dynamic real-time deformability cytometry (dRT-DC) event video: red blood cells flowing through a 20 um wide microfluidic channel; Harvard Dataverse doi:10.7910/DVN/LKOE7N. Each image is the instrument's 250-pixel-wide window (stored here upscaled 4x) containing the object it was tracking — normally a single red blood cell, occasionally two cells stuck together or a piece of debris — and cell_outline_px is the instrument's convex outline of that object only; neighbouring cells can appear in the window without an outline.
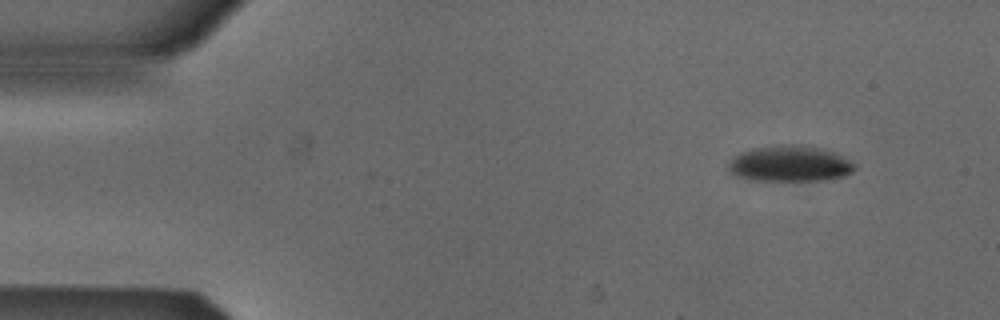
{"species": "Egyptian fruit bat (a non-hibernating species)", "species_latin": "Rousettus aegyptiacus", "temperature_condition": "cold", "stored_images_in_passage": 48, "camera_frame_rate_fps": 3000, "um_per_image_px": 0.085, "animal": {"sex": "male"}, "frame": {"image": 1, "passage_image": 1, "time_ms": 0.0, "image_size_px": [1000, 320], "cell_outline_px": [[856, 168], [852, 172], [844, 176], [824, 180], [748, 180], [736, 176], [728, 168], [728, 160], [740, 152], [756, 148], [792, 144], [820, 148], [832, 152], [856, 164]], "centroid_in_image_um": [67.11, 13.93], "position_along_channel_um": 17.9, "area_um2": 26.13}}
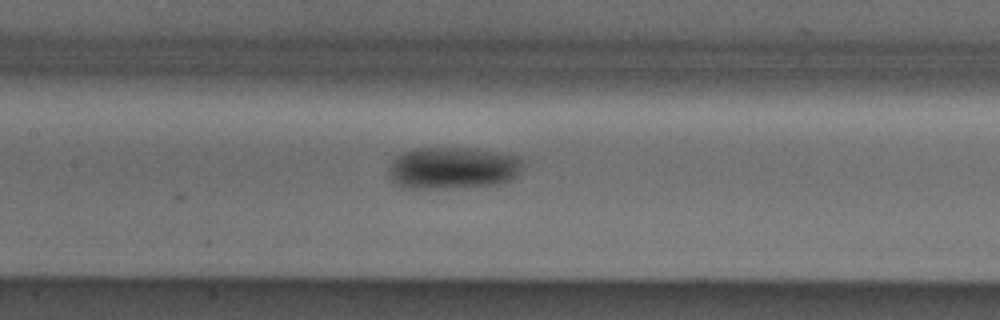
{"frame": {"image": 2, "passage_image": 20, "time_ms": 6.333, "image_size_px": [1000, 320], "cell_outline_px": [[520, 172], [512, 180], [496, 184], [440, 188], [408, 188], [392, 180], [388, 172], [392, 160], [396, 156], [404, 152], [416, 148], [476, 148], [520, 156]], "centroid_in_image_um": [38.49, 14.26], "position_along_channel_um": 168.9, "area_um2": 32.54}}
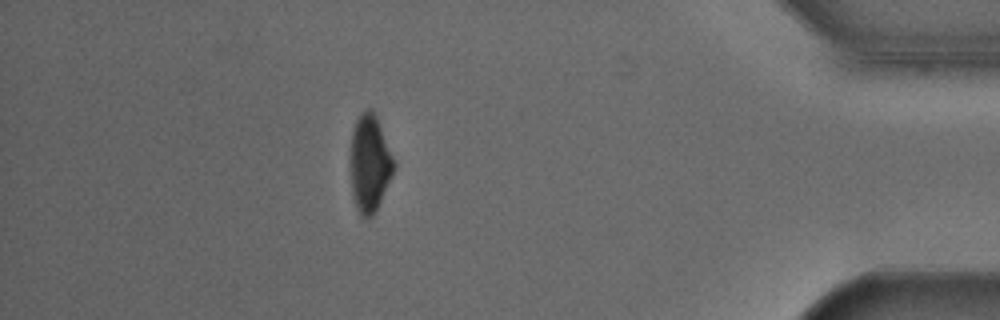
{"frame": {"image": 3, "passage_image": 42, "time_ms": 13.667, "image_size_px": [1000, 320], "cell_outline_px": [[396, 164], [392, 176], [372, 216], [360, 216], [356, 208], [352, 196], [352, 132], [356, 120], [360, 112], [368, 108], [372, 108], [376, 112]], "centroid_in_image_um": [31.45, 13.82], "position_along_channel_um": 403.8, "area_um2": 24.33}, "authors_computed_cell_mechanics": {"area_um2": 28.4954, "velocity_mm_per_s": 3.8613, "shape_relaxation_time_tau1_ms": 6.163, "shape_relaxation_time_tau2_ms": null, "deformation_change_tau1": 0.1377, "deformation_change_tau2": null}}